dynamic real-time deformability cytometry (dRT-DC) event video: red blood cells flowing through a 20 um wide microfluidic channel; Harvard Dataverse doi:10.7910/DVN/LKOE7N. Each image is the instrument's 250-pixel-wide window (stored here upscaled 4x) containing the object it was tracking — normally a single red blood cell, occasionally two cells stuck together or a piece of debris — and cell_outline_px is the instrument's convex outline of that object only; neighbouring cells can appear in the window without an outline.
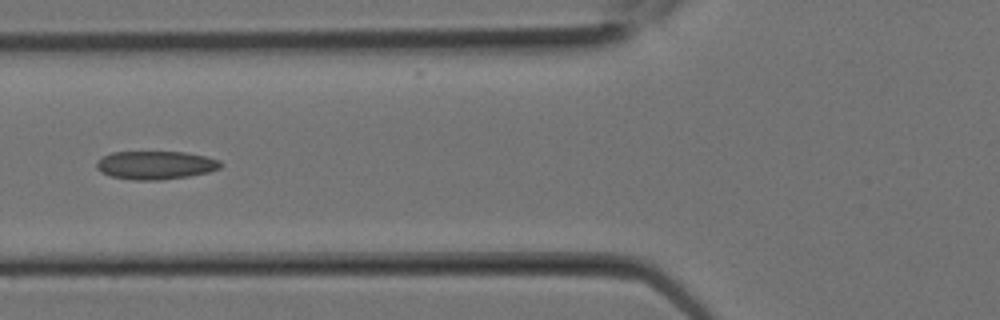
{"species": "Egyptian fruit bat (a non-hibernating species)", "species_latin": "Rousettus aegyptiacus", "temperature_condition": "room temperature", "stored_images_in_passage": 11, "camera_frame_rate_fps": 3000, "um_per_image_px": 0.085, "animal": {"sex": "female"}, "frame": {"image": 1, "passage_image": 10, "time_ms": 3.0, "image_size_px": [1000, 320], "cell_outline_px": [[224, 164], [220, 168], [208, 172], [188, 176], [160, 180], [132, 180], [112, 176], [100, 172], [96, 168], [96, 160], [112, 152], [184, 152], [204, 156], [220, 160]], "centroid_in_image_um": [13.21, 14.04], "position_along_channel_um": 112.6, "area_um2": 20.52}}